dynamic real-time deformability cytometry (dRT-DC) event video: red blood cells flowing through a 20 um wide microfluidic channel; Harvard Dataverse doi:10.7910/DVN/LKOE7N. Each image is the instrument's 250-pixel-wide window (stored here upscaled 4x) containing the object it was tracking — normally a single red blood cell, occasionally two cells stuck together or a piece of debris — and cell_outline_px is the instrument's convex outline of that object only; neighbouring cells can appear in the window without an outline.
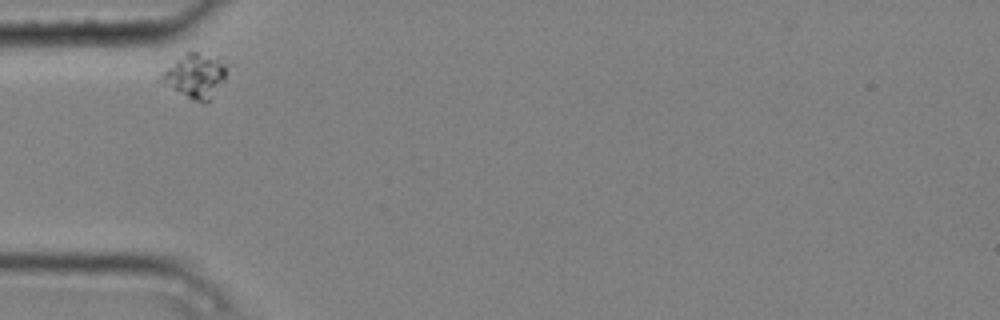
{"species": "common noctule bat (a hibernating species)", "species_latin": "Nyctalus noctula", "temperature_condition": "cold", "stored_images_in_passage": 2, "camera_frame_rate_fps": 3000, "um_per_image_px": 0.085, "animal": {"sex": "male", "body_mass_g": 20.4}, "frame": {"image": 1, "passage_image": 1, "time_ms": 0.0, "image_size_px": [1000, 320], "cell_outline_px": [[224, 80], [208, 100], [204, 104], [188, 96], [176, 88], [164, 76], [164, 72], [184, 52], [196, 52], [216, 60], [224, 64]], "centroid_in_image_um": [16.66, 6.42], "position_along_channel_um": 68.3, "area_um2": 14.85}}
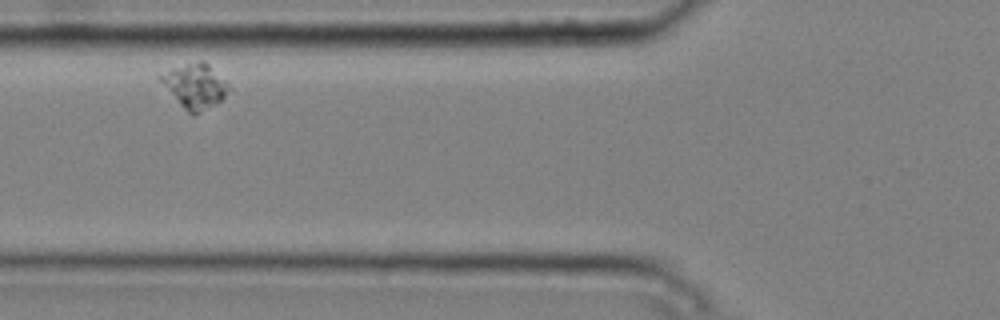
{"frame": {"image": 2, "passage_image": 2, "time_ms": 0.333, "image_size_px": [1000, 320], "cell_outline_px": [[232, 88], [220, 100], [196, 112], [188, 112], [180, 104], [156, 76], [172, 68], [200, 60], [204, 60]], "centroid_in_image_um": [16.56, 7.25], "position_along_channel_um": 109.2, "area_um2": 16.88}}